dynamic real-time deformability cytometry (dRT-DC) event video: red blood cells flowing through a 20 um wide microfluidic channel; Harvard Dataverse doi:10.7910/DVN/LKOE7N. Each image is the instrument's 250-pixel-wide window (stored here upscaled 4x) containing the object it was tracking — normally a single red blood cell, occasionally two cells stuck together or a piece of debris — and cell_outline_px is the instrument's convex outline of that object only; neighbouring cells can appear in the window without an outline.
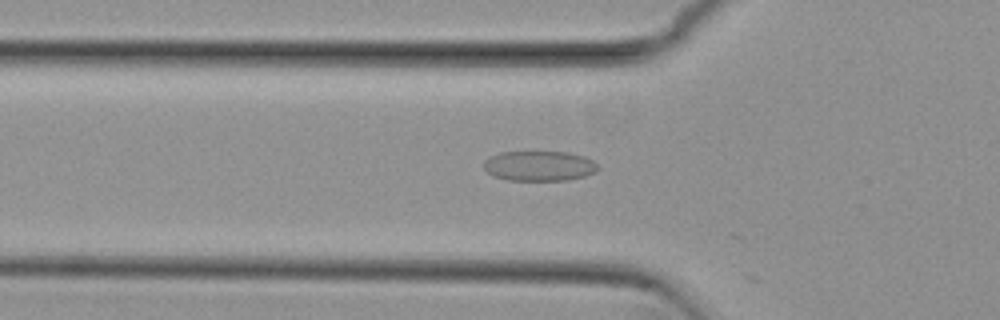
{"species": "common noctule bat (a hibernating species)", "species_latin": "Nyctalus noctula", "temperature_condition": "cold", "stored_images_in_passage": 34, "camera_frame_rate_fps": 3000, "um_per_image_px": 0.085, "animal": {"sex": "female", "body_mass_g": 29.2, "forearm_length_mm": 56.3}, "frame": {"image": 1, "passage_image": 2, "time_ms": 0.333, "image_size_px": [1000, 320], "cell_outline_px": [[600, 168], [596, 172], [584, 176], [568, 180], [508, 180], [496, 176], [488, 172], [484, 168], [484, 160], [500, 152], [568, 152], [584, 156], [592, 160]], "centroid_in_image_um": [45.87, 14.1], "position_along_channel_um": 79.9, "area_um2": 19.88}}
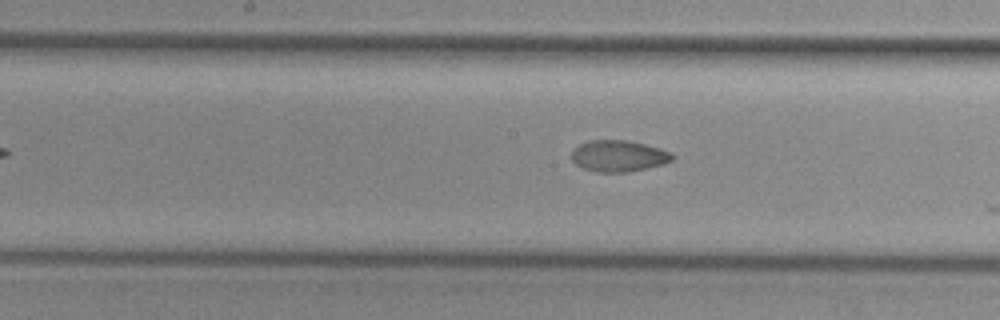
{"frame": {"image": 2, "passage_image": 11, "time_ms": 3.333, "image_size_px": [1000, 320], "cell_outline_px": [[676, 156], [672, 160], [660, 164], [628, 172], [596, 172], [584, 168], [576, 164], [572, 160], [572, 152], [580, 144], [588, 140], [628, 140], [660, 148]], "centroid_in_image_um": [52.56, 13.25], "position_along_channel_um": 195.6, "area_um2": 18.15}}
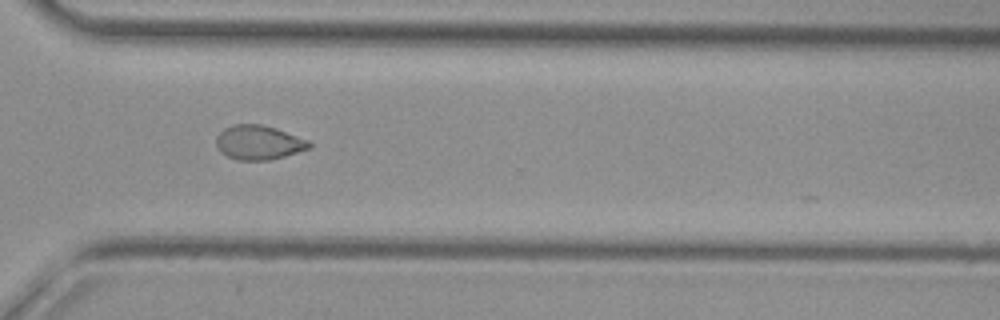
{"frame": {"image": 3, "passage_image": 23, "time_ms": 7.333, "image_size_px": [1000, 320], "cell_outline_px": [[312, 148], [284, 156], [268, 160], [236, 160], [220, 152], [216, 144], [216, 136], [224, 128], [232, 124], [260, 124], [276, 128], [308, 140], [312, 144]], "centroid_in_image_um": [21.98, 12.11], "position_along_channel_um": 348.6, "area_um2": 18.67}, "authors_computed_cell_mechanics": {"area_um2": 18.4382, "velocity_mm_per_s": 3.8239, "shape_relaxation_time_tau1_ms": null, "shape_relaxation_time_tau2_ms": 2.3082, "deformation_change_tau1": null, "deformation_change_tau2": 0.0582}}